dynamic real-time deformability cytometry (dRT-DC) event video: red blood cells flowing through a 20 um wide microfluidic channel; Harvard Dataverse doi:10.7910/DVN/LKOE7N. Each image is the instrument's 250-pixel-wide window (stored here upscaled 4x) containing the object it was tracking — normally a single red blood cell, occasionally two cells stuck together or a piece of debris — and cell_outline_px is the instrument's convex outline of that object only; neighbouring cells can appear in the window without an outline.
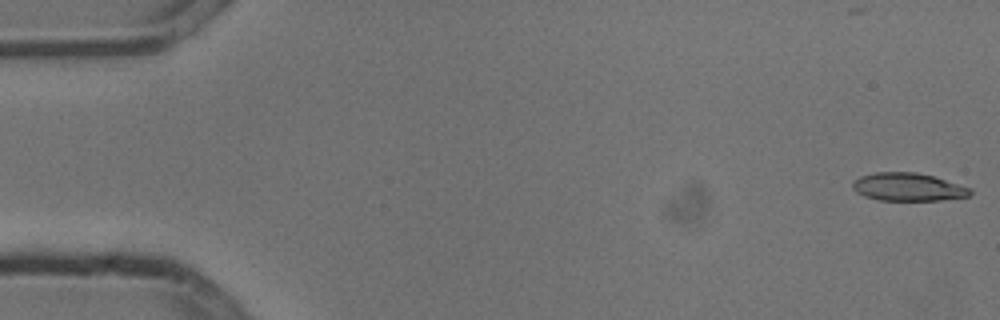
{"species": "common noctule bat (a hibernating species)", "species_latin": "Nyctalus noctula", "temperature_condition": "cold", "stored_images_in_passage": 49, "camera_frame_rate_fps": 3000, "um_per_image_px": 0.085, "animal": {"sex": "male", "body_mass_g": 13.3}, "frame": {"image": 1, "passage_image": 1, "time_ms": 0.0, "image_size_px": [1000, 320], "cell_outline_px": [[972, 192], [968, 196], [940, 200], [880, 200], [864, 196], [856, 192], [852, 188], [852, 180], [860, 176], [876, 172], [916, 172], [932, 176], [972, 188]], "centroid_in_image_um": [77.15, 15.89], "position_along_channel_um": 7.9, "area_um2": 19.13}}
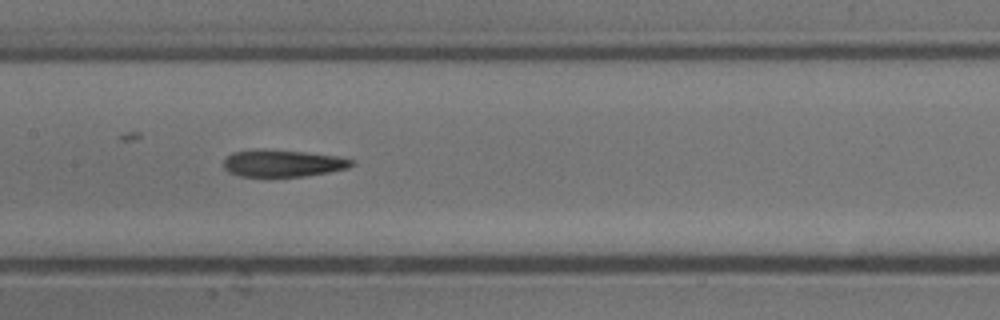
{"frame": {"image": 2, "passage_image": 26, "time_ms": 8.333, "image_size_px": [1000, 320], "cell_outline_px": [[356, 164], [348, 168], [328, 172], [304, 176], [240, 176], [228, 172], [224, 168], [224, 160], [232, 152], [260, 148], [264, 148], [304, 152], [336, 156], [356, 160]], "centroid_in_image_um": [24.04, 13.86], "position_along_channel_um": 183.4, "area_um2": 20.29}}
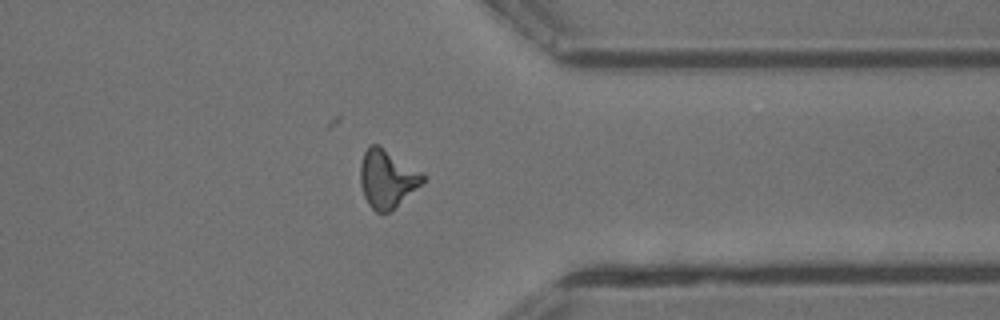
{"frame": {"image": 3, "passage_image": 42, "time_ms": 13.667, "image_size_px": [1000, 320], "cell_outline_px": [[428, 176], [420, 184], [388, 212], [376, 212], [368, 204], [364, 196], [360, 184], [360, 164], [364, 152], [368, 144], [380, 144]], "centroid_in_image_um": [32.87, 15.13], "position_along_channel_um": 378.5, "area_um2": 21.04}}